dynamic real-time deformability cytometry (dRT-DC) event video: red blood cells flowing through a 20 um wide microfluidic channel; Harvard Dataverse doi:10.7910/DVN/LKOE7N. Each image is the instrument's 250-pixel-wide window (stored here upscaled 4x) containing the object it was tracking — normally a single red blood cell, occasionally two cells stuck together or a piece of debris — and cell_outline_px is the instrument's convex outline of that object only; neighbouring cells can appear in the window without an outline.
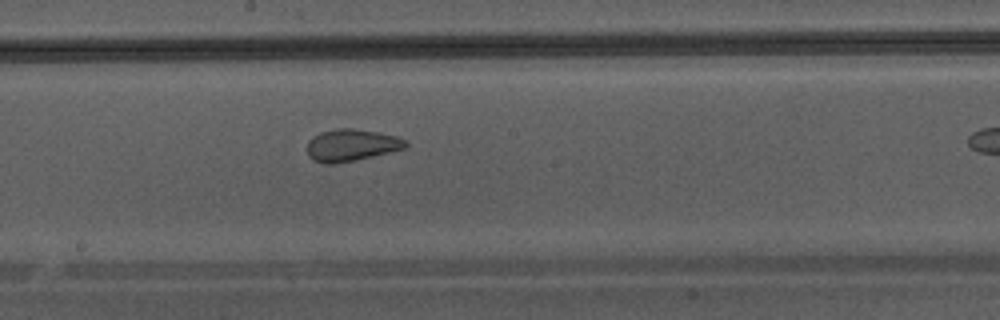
{"species": "Egyptian fruit bat (a non-hibernating species)", "species_latin": "Rousettus aegyptiacus", "temperature_condition": "warm", "stored_images_in_passage": 28, "camera_frame_rate_fps": 3000, "um_per_image_px": 0.085, "animal": {"sex": "male"}, "frame": {"image": 1, "passage_image": 16, "time_ms": 5.0, "image_size_px": [1000, 320], "cell_outline_px": [[408, 148], [356, 160], [332, 164], [324, 164], [312, 160], [308, 156], [308, 140], [312, 136], [320, 132], [336, 128], [352, 128], [376, 132], [396, 136], [404, 140], [408, 144]], "centroid_in_image_um": [29.85, 12.34], "position_along_channel_um": 218.4, "area_um2": 18.5}}